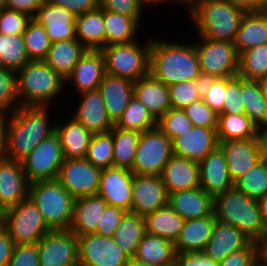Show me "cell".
I'll return each instance as SVG.
<instances>
[{"mask_svg": "<svg viewBox=\"0 0 267 266\" xmlns=\"http://www.w3.org/2000/svg\"><path fill=\"white\" fill-rule=\"evenodd\" d=\"M153 37L150 50V74L155 79L169 86L203 77L194 43H174Z\"/></svg>", "mask_w": 267, "mask_h": 266, "instance_id": "1", "label": "cell"}, {"mask_svg": "<svg viewBox=\"0 0 267 266\" xmlns=\"http://www.w3.org/2000/svg\"><path fill=\"white\" fill-rule=\"evenodd\" d=\"M49 108L19 107L8 115L7 159L22 162L42 140L55 133Z\"/></svg>", "mask_w": 267, "mask_h": 266, "instance_id": "2", "label": "cell"}, {"mask_svg": "<svg viewBox=\"0 0 267 266\" xmlns=\"http://www.w3.org/2000/svg\"><path fill=\"white\" fill-rule=\"evenodd\" d=\"M187 8L198 36L232 43L246 13L226 0H192Z\"/></svg>", "mask_w": 267, "mask_h": 266, "instance_id": "3", "label": "cell"}, {"mask_svg": "<svg viewBox=\"0 0 267 266\" xmlns=\"http://www.w3.org/2000/svg\"><path fill=\"white\" fill-rule=\"evenodd\" d=\"M213 212L217 221L238 228L252 241L260 243L267 237L258 200L235 187L214 197Z\"/></svg>", "mask_w": 267, "mask_h": 266, "instance_id": "4", "label": "cell"}, {"mask_svg": "<svg viewBox=\"0 0 267 266\" xmlns=\"http://www.w3.org/2000/svg\"><path fill=\"white\" fill-rule=\"evenodd\" d=\"M16 74L20 107H50L64 92L66 80L44 61H29Z\"/></svg>", "mask_w": 267, "mask_h": 266, "instance_id": "5", "label": "cell"}, {"mask_svg": "<svg viewBox=\"0 0 267 266\" xmlns=\"http://www.w3.org/2000/svg\"><path fill=\"white\" fill-rule=\"evenodd\" d=\"M29 198L42 213L50 230L69 229L75 198L57 180L30 183Z\"/></svg>", "mask_w": 267, "mask_h": 266, "instance_id": "6", "label": "cell"}, {"mask_svg": "<svg viewBox=\"0 0 267 266\" xmlns=\"http://www.w3.org/2000/svg\"><path fill=\"white\" fill-rule=\"evenodd\" d=\"M147 39L143 44L136 40L102 48L100 51L104 56L106 73L133 82L149 75L152 37Z\"/></svg>", "mask_w": 267, "mask_h": 266, "instance_id": "7", "label": "cell"}, {"mask_svg": "<svg viewBox=\"0 0 267 266\" xmlns=\"http://www.w3.org/2000/svg\"><path fill=\"white\" fill-rule=\"evenodd\" d=\"M0 223L15 245L36 244L50 231L42 213L29 197L3 211L0 214Z\"/></svg>", "mask_w": 267, "mask_h": 266, "instance_id": "8", "label": "cell"}, {"mask_svg": "<svg viewBox=\"0 0 267 266\" xmlns=\"http://www.w3.org/2000/svg\"><path fill=\"white\" fill-rule=\"evenodd\" d=\"M194 42L204 78L235 77L238 75L239 54L232 42L198 36Z\"/></svg>", "mask_w": 267, "mask_h": 266, "instance_id": "9", "label": "cell"}, {"mask_svg": "<svg viewBox=\"0 0 267 266\" xmlns=\"http://www.w3.org/2000/svg\"><path fill=\"white\" fill-rule=\"evenodd\" d=\"M173 156L172 141L158 127L140 134L134 164V175L160 176Z\"/></svg>", "mask_w": 267, "mask_h": 266, "instance_id": "10", "label": "cell"}, {"mask_svg": "<svg viewBox=\"0 0 267 266\" xmlns=\"http://www.w3.org/2000/svg\"><path fill=\"white\" fill-rule=\"evenodd\" d=\"M64 157L56 133L42 140L21 162L30 183L56 180Z\"/></svg>", "mask_w": 267, "mask_h": 266, "instance_id": "11", "label": "cell"}, {"mask_svg": "<svg viewBox=\"0 0 267 266\" xmlns=\"http://www.w3.org/2000/svg\"><path fill=\"white\" fill-rule=\"evenodd\" d=\"M77 239L79 266H126L130 260L113 237L90 233Z\"/></svg>", "mask_w": 267, "mask_h": 266, "instance_id": "12", "label": "cell"}, {"mask_svg": "<svg viewBox=\"0 0 267 266\" xmlns=\"http://www.w3.org/2000/svg\"><path fill=\"white\" fill-rule=\"evenodd\" d=\"M36 244L40 266H79L78 239L71 230H50Z\"/></svg>", "mask_w": 267, "mask_h": 266, "instance_id": "13", "label": "cell"}, {"mask_svg": "<svg viewBox=\"0 0 267 266\" xmlns=\"http://www.w3.org/2000/svg\"><path fill=\"white\" fill-rule=\"evenodd\" d=\"M101 169L85 158L64 159L57 181L74 197L97 195Z\"/></svg>", "mask_w": 267, "mask_h": 266, "instance_id": "14", "label": "cell"}, {"mask_svg": "<svg viewBox=\"0 0 267 266\" xmlns=\"http://www.w3.org/2000/svg\"><path fill=\"white\" fill-rule=\"evenodd\" d=\"M169 194L159 176L134 175L131 213L145 217L168 205Z\"/></svg>", "mask_w": 267, "mask_h": 266, "instance_id": "15", "label": "cell"}, {"mask_svg": "<svg viewBox=\"0 0 267 266\" xmlns=\"http://www.w3.org/2000/svg\"><path fill=\"white\" fill-rule=\"evenodd\" d=\"M133 176V172L125 168L101 169L97 195L108 205L131 212Z\"/></svg>", "mask_w": 267, "mask_h": 266, "instance_id": "16", "label": "cell"}, {"mask_svg": "<svg viewBox=\"0 0 267 266\" xmlns=\"http://www.w3.org/2000/svg\"><path fill=\"white\" fill-rule=\"evenodd\" d=\"M29 186L21 162L0 160V214L28 198Z\"/></svg>", "mask_w": 267, "mask_h": 266, "instance_id": "17", "label": "cell"}, {"mask_svg": "<svg viewBox=\"0 0 267 266\" xmlns=\"http://www.w3.org/2000/svg\"><path fill=\"white\" fill-rule=\"evenodd\" d=\"M217 128H193L172 140L173 155L200 162L218 145Z\"/></svg>", "mask_w": 267, "mask_h": 266, "instance_id": "18", "label": "cell"}, {"mask_svg": "<svg viewBox=\"0 0 267 266\" xmlns=\"http://www.w3.org/2000/svg\"><path fill=\"white\" fill-rule=\"evenodd\" d=\"M200 187L213 198L234 188L223 150L217 146L199 162Z\"/></svg>", "mask_w": 267, "mask_h": 266, "instance_id": "19", "label": "cell"}, {"mask_svg": "<svg viewBox=\"0 0 267 266\" xmlns=\"http://www.w3.org/2000/svg\"><path fill=\"white\" fill-rule=\"evenodd\" d=\"M105 75V61L102 52L87 50L65 79V85L72 84L74 92H77L76 95H78L97 90Z\"/></svg>", "mask_w": 267, "mask_h": 266, "instance_id": "20", "label": "cell"}, {"mask_svg": "<svg viewBox=\"0 0 267 266\" xmlns=\"http://www.w3.org/2000/svg\"><path fill=\"white\" fill-rule=\"evenodd\" d=\"M33 19L44 27L52 43L76 39V15L61 6L45 0Z\"/></svg>", "mask_w": 267, "mask_h": 266, "instance_id": "21", "label": "cell"}, {"mask_svg": "<svg viewBox=\"0 0 267 266\" xmlns=\"http://www.w3.org/2000/svg\"><path fill=\"white\" fill-rule=\"evenodd\" d=\"M218 142L234 183L262 160L256 139Z\"/></svg>", "mask_w": 267, "mask_h": 266, "instance_id": "22", "label": "cell"}, {"mask_svg": "<svg viewBox=\"0 0 267 266\" xmlns=\"http://www.w3.org/2000/svg\"><path fill=\"white\" fill-rule=\"evenodd\" d=\"M79 103L72 117L93 134L109 132L114 124L109 119L100 91L78 94Z\"/></svg>", "mask_w": 267, "mask_h": 266, "instance_id": "23", "label": "cell"}, {"mask_svg": "<svg viewBox=\"0 0 267 266\" xmlns=\"http://www.w3.org/2000/svg\"><path fill=\"white\" fill-rule=\"evenodd\" d=\"M107 115L115 125L133 98L132 80L107 74L99 85Z\"/></svg>", "mask_w": 267, "mask_h": 266, "instance_id": "24", "label": "cell"}, {"mask_svg": "<svg viewBox=\"0 0 267 266\" xmlns=\"http://www.w3.org/2000/svg\"><path fill=\"white\" fill-rule=\"evenodd\" d=\"M168 194L200 187L199 162L173 155L160 176Z\"/></svg>", "mask_w": 267, "mask_h": 266, "instance_id": "25", "label": "cell"}, {"mask_svg": "<svg viewBox=\"0 0 267 266\" xmlns=\"http://www.w3.org/2000/svg\"><path fill=\"white\" fill-rule=\"evenodd\" d=\"M251 241L238 228L216 220L203 252L209 258L221 262L229 254L245 248Z\"/></svg>", "mask_w": 267, "mask_h": 266, "instance_id": "26", "label": "cell"}, {"mask_svg": "<svg viewBox=\"0 0 267 266\" xmlns=\"http://www.w3.org/2000/svg\"><path fill=\"white\" fill-rule=\"evenodd\" d=\"M168 205L185 220H190L210 216L214 198L198 187L170 193Z\"/></svg>", "mask_w": 267, "mask_h": 266, "instance_id": "27", "label": "cell"}, {"mask_svg": "<svg viewBox=\"0 0 267 266\" xmlns=\"http://www.w3.org/2000/svg\"><path fill=\"white\" fill-rule=\"evenodd\" d=\"M133 96L146 106L156 120L172 108L168 86L151 74L134 82Z\"/></svg>", "mask_w": 267, "mask_h": 266, "instance_id": "28", "label": "cell"}, {"mask_svg": "<svg viewBox=\"0 0 267 266\" xmlns=\"http://www.w3.org/2000/svg\"><path fill=\"white\" fill-rule=\"evenodd\" d=\"M107 205L98 195L75 198L69 230L76 236L94 233Z\"/></svg>", "mask_w": 267, "mask_h": 266, "instance_id": "29", "label": "cell"}, {"mask_svg": "<svg viewBox=\"0 0 267 266\" xmlns=\"http://www.w3.org/2000/svg\"><path fill=\"white\" fill-rule=\"evenodd\" d=\"M216 221L214 212L207 217L185 220L174 242L176 253L204 251Z\"/></svg>", "mask_w": 267, "mask_h": 266, "instance_id": "30", "label": "cell"}, {"mask_svg": "<svg viewBox=\"0 0 267 266\" xmlns=\"http://www.w3.org/2000/svg\"><path fill=\"white\" fill-rule=\"evenodd\" d=\"M55 125V133L59 138L64 159H83L86 157L93 133L89 132L81 123L73 117L67 124Z\"/></svg>", "mask_w": 267, "mask_h": 266, "instance_id": "31", "label": "cell"}, {"mask_svg": "<svg viewBox=\"0 0 267 266\" xmlns=\"http://www.w3.org/2000/svg\"><path fill=\"white\" fill-rule=\"evenodd\" d=\"M76 39L87 50H101L106 46L104 10L97 9L76 16Z\"/></svg>", "mask_w": 267, "mask_h": 266, "instance_id": "32", "label": "cell"}, {"mask_svg": "<svg viewBox=\"0 0 267 266\" xmlns=\"http://www.w3.org/2000/svg\"><path fill=\"white\" fill-rule=\"evenodd\" d=\"M267 43V10L246 12L233 45L240 55L243 51Z\"/></svg>", "mask_w": 267, "mask_h": 266, "instance_id": "33", "label": "cell"}, {"mask_svg": "<svg viewBox=\"0 0 267 266\" xmlns=\"http://www.w3.org/2000/svg\"><path fill=\"white\" fill-rule=\"evenodd\" d=\"M86 51L77 39L58 41L52 43L43 61L66 79Z\"/></svg>", "mask_w": 267, "mask_h": 266, "instance_id": "34", "label": "cell"}, {"mask_svg": "<svg viewBox=\"0 0 267 266\" xmlns=\"http://www.w3.org/2000/svg\"><path fill=\"white\" fill-rule=\"evenodd\" d=\"M175 257L173 241L145 233L134 258L155 266H175Z\"/></svg>", "mask_w": 267, "mask_h": 266, "instance_id": "35", "label": "cell"}, {"mask_svg": "<svg viewBox=\"0 0 267 266\" xmlns=\"http://www.w3.org/2000/svg\"><path fill=\"white\" fill-rule=\"evenodd\" d=\"M142 18H131L104 10L106 46L128 44L139 37ZM138 34V37L136 38Z\"/></svg>", "mask_w": 267, "mask_h": 266, "instance_id": "36", "label": "cell"}, {"mask_svg": "<svg viewBox=\"0 0 267 266\" xmlns=\"http://www.w3.org/2000/svg\"><path fill=\"white\" fill-rule=\"evenodd\" d=\"M145 233L144 217L127 212L118 224L113 239L129 258H133Z\"/></svg>", "mask_w": 267, "mask_h": 266, "instance_id": "37", "label": "cell"}, {"mask_svg": "<svg viewBox=\"0 0 267 266\" xmlns=\"http://www.w3.org/2000/svg\"><path fill=\"white\" fill-rule=\"evenodd\" d=\"M146 233L156 235L175 242L185 219L177 214L169 205L158 209L144 217Z\"/></svg>", "mask_w": 267, "mask_h": 266, "instance_id": "38", "label": "cell"}, {"mask_svg": "<svg viewBox=\"0 0 267 266\" xmlns=\"http://www.w3.org/2000/svg\"><path fill=\"white\" fill-rule=\"evenodd\" d=\"M258 126L246 114H218V141L256 139Z\"/></svg>", "mask_w": 267, "mask_h": 266, "instance_id": "39", "label": "cell"}, {"mask_svg": "<svg viewBox=\"0 0 267 266\" xmlns=\"http://www.w3.org/2000/svg\"><path fill=\"white\" fill-rule=\"evenodd\" d=\"M113 133V162L114 167L131 170L136 156L140 134L137 131L123 130L114 125Z\"/></svg>", "mask_w": 267, "mask_h": 266, "instance_id": "40", "label": "cell"}, {"mask_svg": "<svg viewBox=\"0 0 267 266\" xmlns=\"http://www.w3.org/2000/svg\"><path fill=\"white\" fill-rule=\"evenodd\" d=\"M240 94L245 114L257 126L267 124V100L263 96L258 81L240 77Z\"/></svg>", "mask_w": 267, "mask_h": 266, "instance_id": "41", "label": "cell"}, {"mask_svg": "<svg viewBox=\"0 0 267 266\" xmlns=\"http://www.w3.org/2000/svg\"><path fill=\"white\" fill-rule=\"evenodd\" d=\"M29 61L22 34L0 33V66L17 72Z\"/></svg>", "mask_w": 267, "mask_h": 266, "instance_id": "42", "label": "cell"}, {"mask_svg": "<svg viewBox=\"0 0 267 266\" xmlns=\"http://www.w3.org/2000/svg\"><path fill=\"white\" fill-rule=\"evenodd\" d=\"M115 126L123 130L142 133L157 127V120L146 106L133 96Z\"/></svg>", "mask_w": 267, "mask_h": 266, "instance_id": "43", "label": "cell"}, {"mask_svg": "<svg viewBox=\"0 0 267 266\" xmlns=\"http://www.w3.org/2000/svg\"><path fill=\"white\" fill-rule=\"evenodd\" d=\"M238 75L254 81L267 75V43L257 45L239 55Z\"/></svg>", "mask_w": 267, "mask_h": 266, "instance_id": "44", "label": "cell"}, {"mask_svg": "<svg viewBox=\"0 0 267 266\" xmlns=\"http://www.w3.org/2000/svg\"><path fill=\"white\" fill-rule=\"evenodd\" d=\"M234 187L249 198L259 200L267 194V161L261 160L253 169L239 178Z\"/></svg>", "mask_w": 267, "mask_h": 266, "instance_id": "45", "label": "cell"}, {"mask_svg": "<svg viewBox=\"0 0 267 266\" xmlns=\"http://www.w3.org/2000/svg\"><path fill=\"white\" fill-rule=\"evenodd\" d=\"M22 36L30 61H43L52 45L44 27L32 18Z\"/></svg>", "mask_w": 267, "mask_h": 266, "instance_id": "46", "label": "cell"}, {"mask_svg": "<svg viewBox=\"0 0 267 266\" xmlns=\"http://www.w3.org/2000/svg\"><path fill=\"white\" fill-rule=\"evenodd\" d=\"M205 78L174 83L168 86L172 108L184 109L203 97Z\"/></svg>", "mask_w": 267, "mask_h": 266, "instance_id": "47", "label": "cell"}, {"mask_svg": "<svg viewBox=\"0 0 267 266\" xmlns=\"http://www.w3.org/2000/svg\"><path fill=\"white\" fill-rule=\"evenodd\" d=\"M85 159L100 169L113 167V133L94 134Z\"/></svg>", "mask_w": 267, "mask_h": 266, "instance_id": "48", "label": "cell"}, {"mask_svg": "<svg viewBox=\"0 0 267 266\" xmlns=\"http://www.w3.org/2000/svg\"><path fill=\"white\" fill-rule=\"evenodd\" d=\"M19 107L17 74L0 66V115H10Z\"/></svg>", "mask_w": 267, "mask_h": 266, "instance_id": "49", "label": "cell"}, {"mask_svg": "<svg viewBox=\"0 0 267 266\" xmlns=\"http://www.w3.org/2000/svg\"><path fill=\"white\" fill-rule=\"evenodd\" d=\"M157 127L167 135L171 141L182 136L193 128V123L182 109L170 108L159 120Z\"/></svg>", "mask_w": 267, "mask_h": 266, "instance_id": "50", "label": "cell"}, {"mask_svg": "<svg viewBox=\"0 0 267 266\" xmlns=\"http://www.w3.org/2000/svg\"><path fill=\"white\" fill-rule=\"evenodd\" d=\"M233 77L205 78L202 100L217 114L223 110L226 84Z\"/></svg>", "mask_w": 267, "mask_h": 266, "instance_id": "51", "label": "cell"}, {"mask_svg": "<svg viewBox=\"0 0 267 266\" xmlns=\"http://www.w3.org/2000/svg\"><path fill=\"white\" fill-rule=\"evenodd\" d=\"M31 20L32 17L27 14L2 7L0 9V33L3 35L23 34Z\"/></svg>", "mask_w": 267, "mask_h": 266, "instance_id": "52", "label": "cell"}, {"mask_svg": "<svg viewBox=\"0 0 267 266\" xmlns=\"http://www.w3.org/2000/svg\"><path fill=\"white\" fill-rule=\"evenodd\" d=\"M193 126L217 128L218 114L215 113L202 99L191 103L183 109Z\"/></svg>", "mask_w": 267, "mask_h": 266, "instance_id": "53", "label": "cell"}, {"mask_svg": "<svg viewBox=\"0 0 267 266\" xmlns=\"http://www.w3.org/2000/svg\"><path fill=\"white\" fill-rule=\"evenodd\" d=\"M259 264L260 245L255 241H251L245 248L229 254L219 262V266H259Z\"/></svg>", "mask_w": 267, "mask_h": 266, "instance_id": "54", "label": "cell"}, {"mask_svg": "<svg viewBox=\"0 0 267 266\" xmlns=\"http://www.w3.org/2000/svg\"><path fill=\"white\" fill-rule=\"evenodd\" d=\"M220 114H245V107L240 94V76L233 77L226 84L223 110Z\"/></svg>", "mask_w": 267, "mask_h": 266, "instance_id": "55", "label": "cell"}, {"mask_svg": "<svg viewBox=\"0 0 267 266\" xmlns=\"http://www.w3.org/2000/svg\"><path fill=\"white\" fill-rule=\"evenodd\" d=\"M126 213L127 211L121 208L107 205L94 233L105 237H113L118 224Z\"/></svg>", "mask_w": 267, "mask_h": 266, "instance_id": "56", "label": "cell"}, {"mask_svg": "<svg viewBox=\"0 0 267 266\" xmlns=\"http://www.w3.org/2000/svg\"><path fill=\"white\" fill-rule=\"evenodd\" d=\"M100 7L131 18H142L144 8L138 0H99Z\"/></svg>", "mask_w": 267, "mask_h": 266, "instance_id": "57", "label": "cell"}, {"mask_svg": "<svg viewBox=\"0 0 267 266\" xmlns=\"http://www.w3.org/2000/svg\"><path fill=\"white\" fill-rule=\"evenodd\" d=\"M7 266H40L37 244L15 245Z\"/></svg>", "mask_w": 267, "mask_h": 266, "instance_id": "58", "label": "cell"}, {"mask_svg": "<svg viewBox=\"0 0 267 266\" xmlns=\"http://www.w3.org/2000/svg\"><path fill=\"white\" fill-rule=\"evenodd\" d=\"M175 266H219V262L209 258L203 251L176 253Z\"/></svg>", "mask_w": 267, "mask_h": 266, "instance_id": "59", "label": "cell"}, {"mask_svg": "<svg viewBox=\"0 0 267 266\" xmlns=\"http://www.w3.org/2000/svg\"><path fill=\"white\" fill-rule=\"evenodd\" d=\"M48 2L61 6L71 11L76 16L97 9L100 6L99 0H47Z\"/></svg>", "mask_w": 267, "mask_h": 266, "instance_id": "60", "label": "cell"}, {"mask_svg": "<svg viewBox=\"0 0 267 266\" xmlns=\"http://www.w3.org/2000/svg\"><path fill=\"white\" fill-rule=\"evenodd\" d=\"M45 0H4L7 9L16 10L34 18Z\"/></svg>", "mask_w": 267, "mask_h": 266, "instance_id": "61", "label": "cell"}, {"mask_svg": "<svg viewBox=\"0 0 267 266\" xmlns=\"http://www.w3.org/2000/svg\"><path fill=\"white\" fill-rule=\"evenodd\" d=\"M15 244L8 231L0 223V266H7Z\"/></svg>", "mask_w": 267, "mask_h": 266, "instance_id": "62", "label": "cell"}, {"mask_svg": "<svg viewBox=\"0 0 267 266\" xmlns=\"http://www.w3.org/2000/svg\"><path fill=\"white\" fill-rule=\"evenodd\" d=\"M245 12H260L267 10V0H226Z\"/></svg>", "mask_w": 267, "mask_h": 266, "instance_id": "63", "label": "cell"}, {"mask_svg": "<svg viewBox=\"0 0 267 266\" xmlns=\"http://www.w3.org/2000/svg\"><path fill=\"white\" fill-rule=\"evenodd\" d=\"M8 115H0V160L7 155Z\"/></svg>", "mask_w": 267, "mask_h": 266, "instance_id": "64", "label": "cell"}, {"mask_svg": "<svg viewBox=\"0 0 267 266\" xmlns=\"http://www.w3.org/2000/svg\"><path fill=\"white\" fill-rule=\"evenodd\" d=\"M256 141L261 159L267 161V124L258 126Z\"/></svg>", "mask_w": 267, "mask_h": 266, "instance_id": "65", "label": "cell"}, {"mask_svg": "<svg viewBox=\"0 0 267 266\" xmlns=\"http://www.w3.org/2000/svg\"><path fill=\"white\" fill-rule=\"evenodd\" d=\"M258 203L260 207L261 219L267 232V194L263 198L259 199Z\"/></svg>", "mask_w": 267, "mask_h": 266, "instance_id": "66", "label": "cell"}, {"mask_svg": "<svg viewBox=\"0 0 267 266\" xmlns=\"http://www.w3.org/2000/svg\"><path fill=\"white\" fill-rule=\"evenodd\" d=\"M260 245V264L267 266V237L259 243Z\"/></svg>", "mask_w": 267, "mask_h": 266, "instance_id": "67", "label": "cell"}, {"mask_svg": "<svg viewBox=\"0 0 267 266\" xmlns=\"http://www.w3.org/2000/svg\"><path fill=\"white\" fill-rule=\"evenodd\" d=\"M168 1V3L170 2H176V3H178L176 0H138V2L140 3V5L144 8V9H146L147 7H145V6H147V5H150V6H153V4H154V6L155 5H159L160 3L162 4H165L166 2ZM165 2V3H164Z\"/></svg>", "mask_w": 267, "mask_h": 266, "instance_id": "68", "label": "cell"}, {"mask_svg": "<svg viewBox=\"0 0 267 266\" xmlns=\"http://www.w3.org/2000/svg\"><path fill=\"white\" fill-rule=\"evenodd\" d=\"M257 81H258V84L260 86L263 96L267 100V75L265 77L260 78Z\"/></svg>", "mask_w": 267, "mask_h": 266, "instance_id": "69", "label": "cell"}, {"mask_svg": "<svg viewBox=\"0 0 267 266\" xmlns=\"http://www.w3.org/2000/svg\"><path fill=\"white\" fill-rule=\"evenodd\" d=\"M126 266H155V265L149 264L147 262L139 261L133 257V258H130Z\"/></svg>", "mask_w": 267, "mask_h": 266, "instance_id": "70", "label": "cell"}, {"mask_svg": "<svg viewBox=\"0 0 267 266\" xmlns=\"http://www.w3.org/2000/svg\"><path fill=\"white\" fill-rule=\"evenodd\" d=\"M178 4L180 3L182 6L183 5H188L192 0H176Z\"/></svg>", "mask_w": 267, "mask_h": 266, "instance_id": "71", "label": "cell"}, {"mask_svg": "<svg viewBox=\"0 0 267 266\" xmlns=\"http://www.w3.org/2000/svg\"><path fill=\"white\" fill-rule=\"evenodd\" d=\"M4 6V0H0V8Z\"/></svg>", "mask_w": 267, "mask_h": 266, "instance_id": "72", "label": "cell"}]
</instances>
